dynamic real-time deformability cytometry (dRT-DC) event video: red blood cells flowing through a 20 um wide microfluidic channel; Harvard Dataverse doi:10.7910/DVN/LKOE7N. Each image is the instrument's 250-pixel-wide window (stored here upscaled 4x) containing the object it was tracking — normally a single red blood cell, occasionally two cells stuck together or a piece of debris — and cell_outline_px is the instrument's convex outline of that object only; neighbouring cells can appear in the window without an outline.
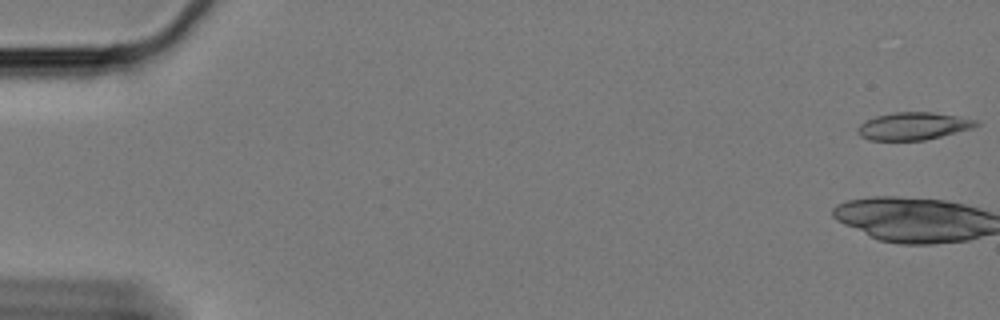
{"species": "Egyptian fruit bat (a non-hibernating species)", "species_latin": "Rousettus aegyptiacus", "temperature_condition": "cold", "stored_images_in_passage": 23, "camera_frame_rate_fps": 3000, "um_per_image_px": 0.085, "animal": {"sex": "female"}, "frame": {"image": 1, "passage_image": 1, "time_ms": 0.0, "image_size_px": [1000, 320], "cell_outline_px": [[980, 124], [972, 128], [924, 140], [868, 140], [860, 136], [856, 132], [856, 128], [860, 124], [876, 116], [896, 112], [932, 112], [980, 120]], "centroid_in_image_um": [77.62, 10.72], "position_along_channel_um": 7.4, "area_um2": 18.9}}